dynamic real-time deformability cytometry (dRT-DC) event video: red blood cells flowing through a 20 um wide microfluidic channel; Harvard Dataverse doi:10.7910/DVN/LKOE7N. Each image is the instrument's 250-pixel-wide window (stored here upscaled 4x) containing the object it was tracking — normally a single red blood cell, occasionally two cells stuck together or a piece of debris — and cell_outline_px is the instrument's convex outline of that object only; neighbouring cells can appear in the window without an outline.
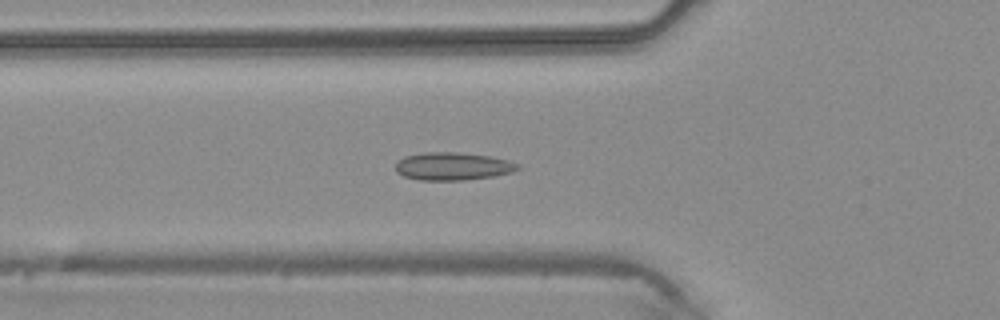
{"species": "common noctule bat (a hibernating species)", "species_latin": "Nyctalus noctula", "temperature_condition": "warm", "stored_images_in_passage": 43, "camera_frame_rate_fps": 3000, "um_per_image_px": 0.085, "animal": {"sex": "male", "body_mass_g": 20.4}, "frame": {"image": 1, "passage_image": 15, "time_ms": 4.667, "image_size_px": [1000, 320], "cell_outline_px": [[520, 168], [512, 172], [492, 176], [464, 180], [420, 180], [404, 176], [396, 172], [396, 164], [404, 156], [424, 152], [456, 152], [488, 156], [508, 160], [520, 164]], "centroid_in_image_um": [38.48, 14.13], "position_along_channel_um": 87.3, "area_um2": 19.71}}
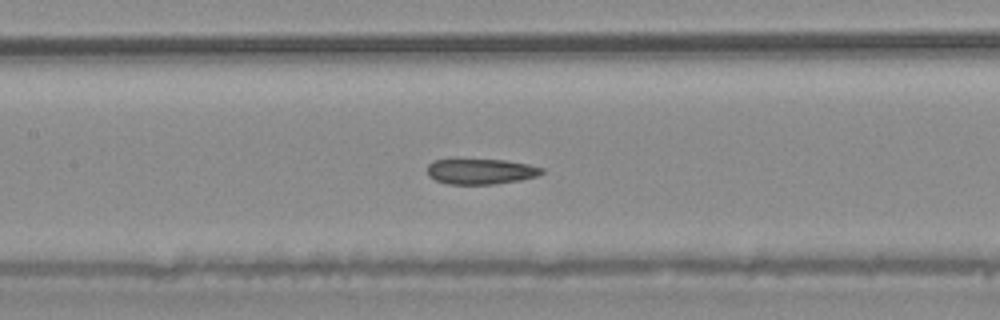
{"frame": {"image": 2, "passage_image": 20, "time_ms": 6.333, "image_size_px": [1000, 320], "cell_outline_px": [[544, 172], [536, 176], [520, 180], [496, 184], [448, 184], [436, 180], [428, 176], [428, 164], [432, 160], [504, 160], [528, 164], [544, 168]], "centroid_in_image_um": [40.87, 14.58], "position_along_channel_um": 166.5, "area_um2": 16.88}}
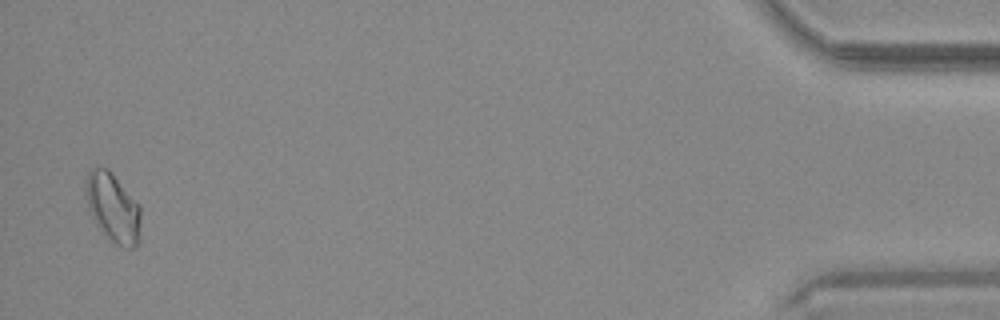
{"frame": {"image": 3, "passage_image": 42, "time_ms": 13.667, "image_size_px": [1000, 320], "cell_outline_px": [[140, 236], [136, 248], [128, 248], [116, 244], [96, 224], [88, 208], [84, 196], [84, 184], [88, 172], [92, 168], [108, 168], [112, 172], [140, 204]], "centroid_in_image_um": [9.6, 17.62], "position_along_channel_um": 425.6, "area_um2": 22.37}}